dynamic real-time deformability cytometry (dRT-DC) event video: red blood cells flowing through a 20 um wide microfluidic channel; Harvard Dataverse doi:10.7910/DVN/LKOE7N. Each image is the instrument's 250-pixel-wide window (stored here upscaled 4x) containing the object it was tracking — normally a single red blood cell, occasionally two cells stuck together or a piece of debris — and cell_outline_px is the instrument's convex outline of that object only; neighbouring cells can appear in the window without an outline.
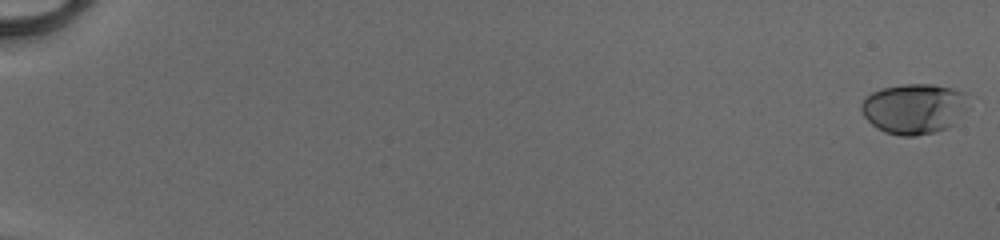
{"species": "human", "species_latin": "Homo sapiens", "temperature_condition": "cold", "stored_images_in_passage": 53, "camera_frame_rate_fps": 3000, "um_per_image_px": 0.085, "donor": {"sex": "male"}, "frame": {"image": 1, "passage_image": 1, "time_ms": 0.0, "image_size_px": [1000, 240], "cell_outline_px": [[968, 108], [948, 128], [936, 132], [916, 136], [900, 136], [884, 132], [876, 128], [864, 116], [860, 108], [860, 104], [864, 96], [880, 88], [904, 84], [932, 84], [952, 88], [968, 92]], "centroid_in_image_um": [77.69, 9.23], "position_along_channel_um": 7.3, "area_um2": 31.96}}
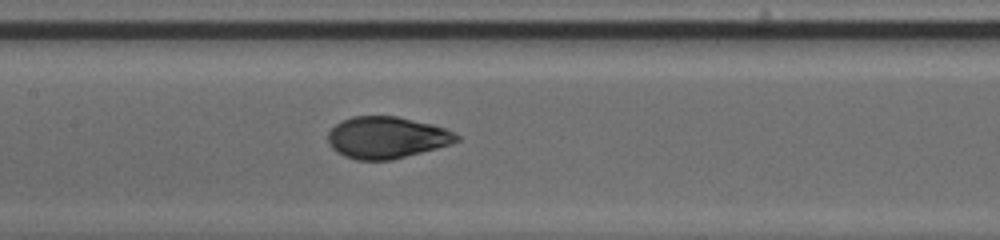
{"frame": {"image": 2, "passage_image": 29, "time_ms": 9.333, "image_size_px": [1000, 240], "cell_outline_px": [[460, 140], [452, 144], [392, 160], [356, 160], [344, 156], [336, 152], [328, 144], [328, 132], [336, 124], [352, 116], [396, 116], [432, 124], [444, 128], [460, 136]], "centroid_in_image_um": [32.86, 11.7], "position_along_channel_um": 174.5, "area_um2": 31.33}}
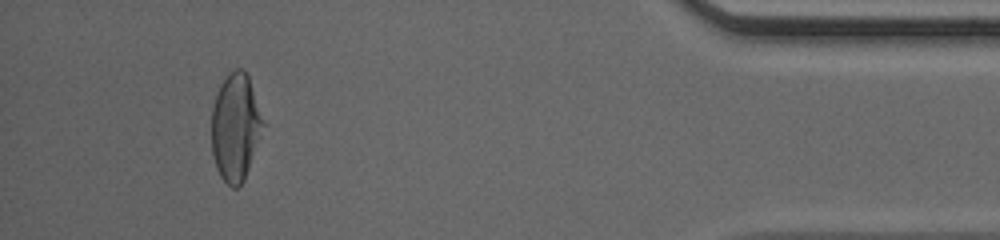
{"frame": {"image": 3, "passage_image": 50, "time_ms": 16.333, "image_size_px": [1000, 240], "cell_outline_px": [[268, 124], [244, 180], [236, 188], [232, 188], [220, 176], [216, 168], [212, 152], [212, 108], [220, 84], [228, 72], [236, 68], [244, 68], [248, 76]], "centroid_in_image_um": [20.08, 10.79], "position_along_channel_um": 415.1, "area_um2": 33.23}}